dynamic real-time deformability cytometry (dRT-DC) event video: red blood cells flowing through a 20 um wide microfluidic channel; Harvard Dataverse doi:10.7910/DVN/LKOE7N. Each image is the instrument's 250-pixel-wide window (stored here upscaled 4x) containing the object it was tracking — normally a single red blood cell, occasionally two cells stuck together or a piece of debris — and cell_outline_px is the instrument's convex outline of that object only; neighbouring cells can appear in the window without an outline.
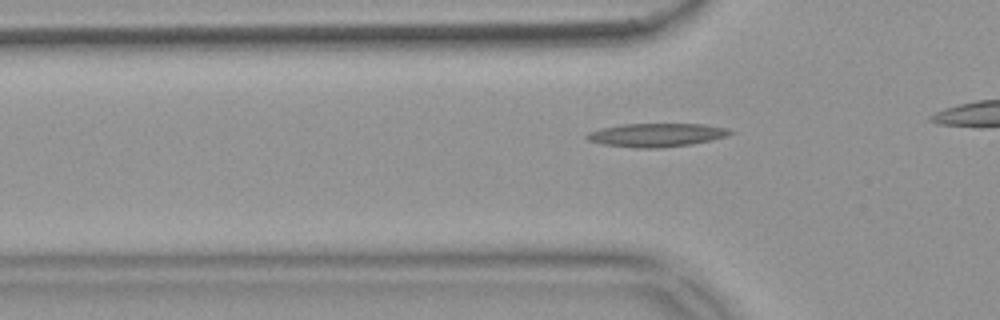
{"species": "common noctule bat (a hibernating species)", "species_latin": "Nyctalus noctula", "temperature_condition": "warm", "stored_images_in_passage": 32, "camera_frame_rate_fps": 3000, "um_per_image_px": 0.085, "animal": {"sex": "female", "body_mass_g": 18.4}, "frame": {"image": 1, "passage_image": 6, "time_ms": 1.667, "image_size_px": [1000, 320], "cell_outline_px": [[732, 132], [724, 136], [712, 140], [692, 144], [660, 148], [636, 148], [604, 144], [588, 140], [584, 136], [588, 132], [600, 128], [620, 124], [704, 124], [728, 128]], "centroid_in_image_um": [55.76, 11.47], "position_along_channel_um": 70.0, "area_um2": 19.59}}
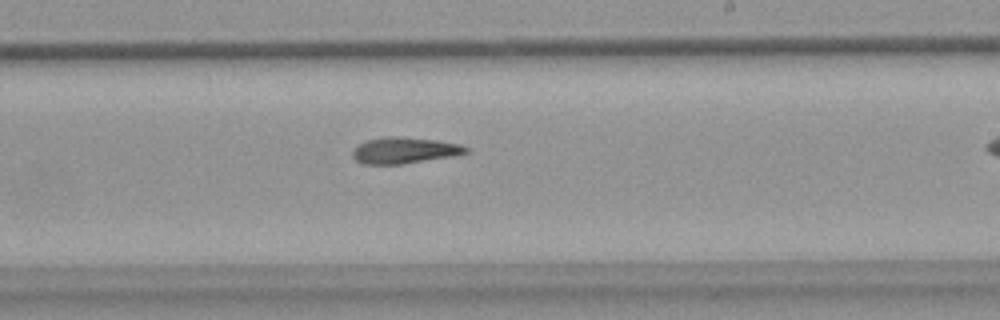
{"frame": {"image": 2, "passage_image": 21, "time_ms": 6.667, "image_size_px": [1000, 320], "cell_outline_px": [[468, 152], [452, 156], [400, 164], [364, 164], [356, 160], [352, 156], [352, 152], [360, 144], [368, 140], [388, 136], [396, 136], [436, 140], [460, 144], [468, 148]], "centroid_in_image_um": [34.37, 12.78], "position_along_channel_um": 254.6, "area_um2": 16.99}}
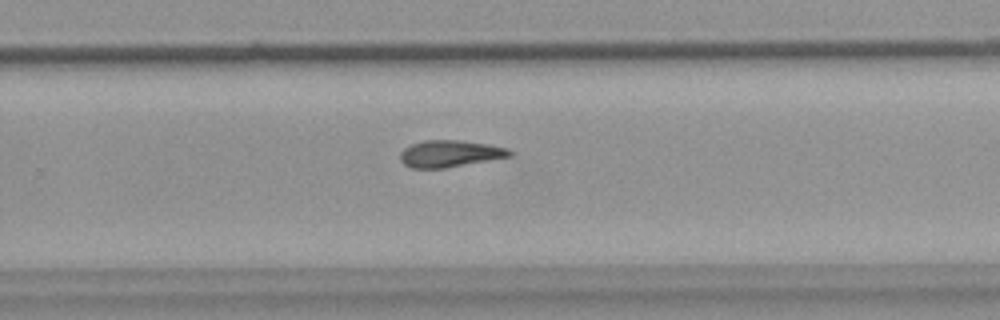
{"frame": {"image": 3, "passage_image": 24, "time_ms": 7.667, "image_size_px": [1000, 320], "cell_outline_px": [[512, 156], [444, 168], [408, 168], [400, 160], [400, 152], [404, 148], [412, 144], [424, 140], [460, 140], [488, 144], [508, 148], [512, 152]], "centroid_in_image_um": [38.22, 13.06], "position_along_channel_um": 291.6, "area_um2": 17.11}}